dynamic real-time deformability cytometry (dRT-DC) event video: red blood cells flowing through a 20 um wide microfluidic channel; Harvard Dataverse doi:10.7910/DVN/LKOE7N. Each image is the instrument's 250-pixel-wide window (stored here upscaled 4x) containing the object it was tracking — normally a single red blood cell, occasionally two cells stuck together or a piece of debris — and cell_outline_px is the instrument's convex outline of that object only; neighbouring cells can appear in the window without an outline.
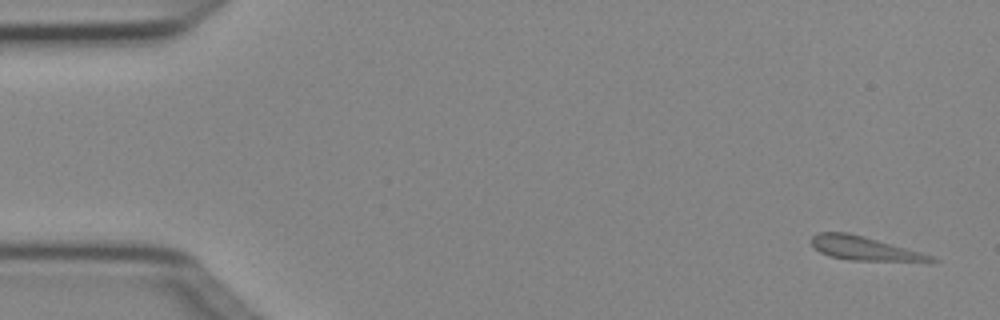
{"species": "Egyptian fruit bat (a non-hibernating species)", "species_latin": "Rousettus aegyptiacus", "temperature_condition": "cold", "stored_images_in_passage": 3, "camera_frame_rate_fps": 3000, "um_per_image_px": 0.085, "animal": {"sex": "female"}, "frame": {"image": 1, "passage_image": 1, "time_ms": 0.0, "image_size_px": [1000, 320], "cell_outline_px": [[940, 260], [848, 260], [828, 256], [820, 252], [812, 244], [812, 236], [820, 232], [848, 232], [864, 236], [920, 252], [932, 256]], "centroid_in_image_um": [73.34, 21.09], "position_along_channel_um": 11.7, "area_um2": 15.95}}